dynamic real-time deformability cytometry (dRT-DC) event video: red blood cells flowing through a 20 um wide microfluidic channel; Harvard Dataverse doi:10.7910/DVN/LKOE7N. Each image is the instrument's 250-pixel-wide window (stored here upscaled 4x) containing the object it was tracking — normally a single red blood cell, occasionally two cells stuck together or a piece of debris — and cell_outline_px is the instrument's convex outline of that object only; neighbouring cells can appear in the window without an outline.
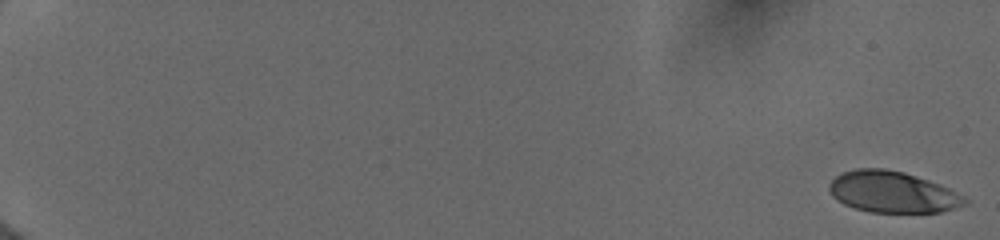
{"species": "human", "species_latin": "Homo sapiens", "temperature_condition": "cold", "stored_images_in_passage": 65, "camera_frame_rate_fps": 3000, "um_per_image_px": 0.085, "donor": {"sex": "female"}, "frame": {"image": 1, "passage_image": 1, "time_ms": 0.0, "image_size_px": [1000, 240], "cell_outline_px": [[968, 204], [940, 212], [868, 212], [844, 204], [836, 200], [832, 196], [828, 188], [828, 184], [836, 176], [844, 172], [856, 168], [884, 168], [904, 172], [940, 184], [964, 196], [968, 200]], "centroid_in_image_um": [75.85, 16.32], "position_along_channel_um": 9.1, "area_um2": 32.66}}
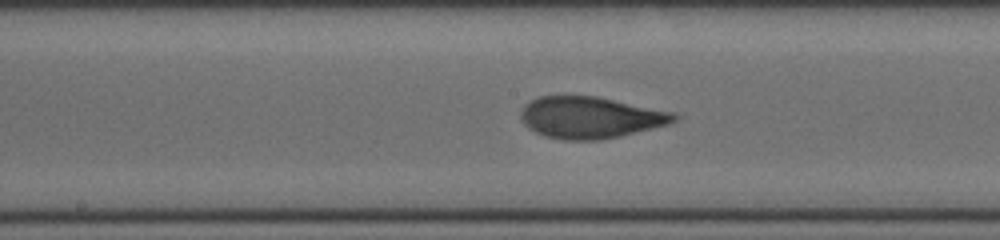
{"frame": {"image": 2, "passage_image": 35, "time_ms": 10.333, "image_size_px": [1000, 240], "cell_outline_px": [[680, 116], [676, 120], [668, 124], [620, 136], [600, 140], [560, 140], [544, 136], [528, 128], [520, 120], [520, 112], [524, 104], [540, 96], [596, 96], [676, 112]], "centroid_in_image_um": [50.17, 9.99], "position_along_channel_um": 198.0, "area_um2": 37.4}}
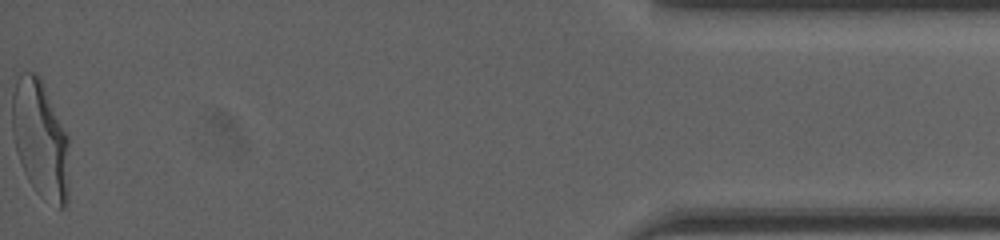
{"frame": {"image": 3, "passage_image": 65, "time_ms": 18.0, "image_size_px": [1000, 240], "cell_outline_px": [[68, 204], [64, 208], [60, 208], [44, 200], [36, 192], [28, 180], [24, 172], [16, 152], [12, 132], [12, 92], [16, 80], [20, 72], [36, 72], [40, 76], [68, 136]], "centroid_in_image_um": [3.42, 11.84], "position_along_channel_um": 431.8, "area_um2": 39.59}, "authors_computed_cell_mechanics": {"area_um2": 36.2406, "velocity_mm_per_s": 3.9957, "shape_relaxation_time_tau1_ms": 4.5245, "shape_relaxation_time_tau2_ms": 0.6553, "deformation_change_tau1": 0.1953, "deformation_change_tau2": 0.0745}}